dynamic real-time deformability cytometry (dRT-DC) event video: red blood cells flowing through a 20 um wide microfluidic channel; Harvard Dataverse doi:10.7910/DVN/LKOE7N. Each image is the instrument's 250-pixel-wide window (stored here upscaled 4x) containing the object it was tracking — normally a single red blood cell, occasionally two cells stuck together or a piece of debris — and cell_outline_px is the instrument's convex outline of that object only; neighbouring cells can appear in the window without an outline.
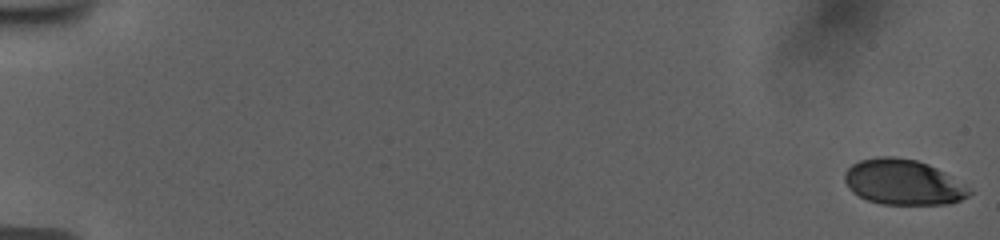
{"species": "human", "species_latin": "Homo sapiens", "temperature_condition": "room temperature", "stored_images_in_passage": 56, "camera_frame_rate_fps": 3000, "um_per_image_px": 0.085, "donor": {"sex": "female"}, "frame": {"image": 1, "passage_image": 1, "time_ms": 0.0, "image_size_px": [1000, 240], "cell_outline_px": [[972, 192], [968, 196], [960, 200], [948, 204], [880, 204], [868, 200], [852, 192], [844, 180], [844, 172], [852, 164], [860, 160], [876, 156], [892, 156], [916, 160], [928, 164], [944, 172]], "centroid_in_image_um": [76.71, 15.48], "position_along_channel_um": 8.3, "area_um2": 32.66}}
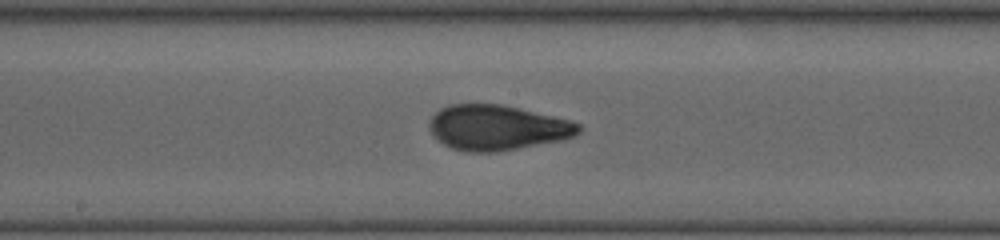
{"frame": {"image": 2, "passage_image": 32, "time_ms": 10.333, "image_size_px": [1000, 240], "cell_outline_px": [[580, 132], [576, 136], [564, 140], [496, 152], [468, 152], [452, 148], [444, 144], [428, 128], [428, 124], [432, 116], [440, 108], [448, 104], [500, 104], [572, 120], [580, 124]], "centroid_in_image_um": [42.29, 10.85], "position_along_channel_um": 205.9, "area_um2": 39.36}}
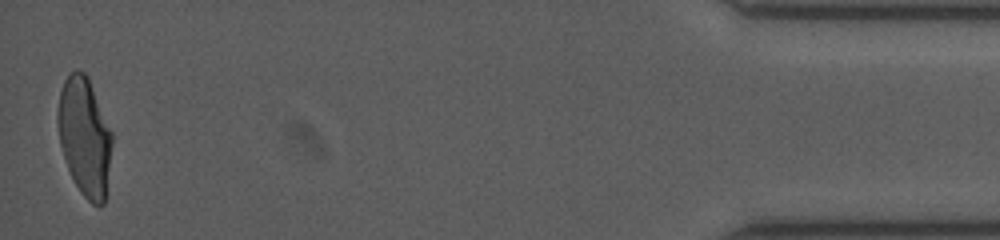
{"frame": {"image": 3, "passage_image": 56, "time_ms": 18.333, "image_size_px": [1000, 240], "cell_outline_px": [[112, 144], [104, 204], [100, 208], [92, 204], [80, 192], [68, 168], [60, 144], [56, 120], [56, 112], [60, 92], [64, 80], [72, 72], [84, 72], [88, 76], [112, 132]], "centroid_in_image_um": [7.18, 11.62], "position_along_channel_um": 428.0, "area_um2": 37.28}, "authors_computed_cell_mechanics": {"area_um2": 37.281, "velocity_mm_per_s": 3.7634, "shape_relaxation_time_tau1_ms": 4.3171, "shape_relaxation_time_tau2_ms": 0.6955, "deformation_change_tau1": 0.1851, "deformation_change_tau2": 0.0603}}